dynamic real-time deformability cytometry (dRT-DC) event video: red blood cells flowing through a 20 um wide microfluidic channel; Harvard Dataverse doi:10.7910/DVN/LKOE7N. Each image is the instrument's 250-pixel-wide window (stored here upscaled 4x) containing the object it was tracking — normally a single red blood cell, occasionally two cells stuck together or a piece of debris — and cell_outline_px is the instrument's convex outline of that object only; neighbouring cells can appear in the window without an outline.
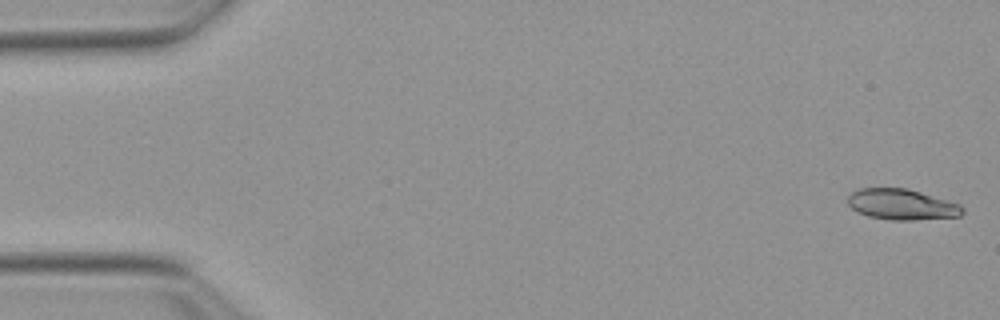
{"species": "Egyptian fruit bat (a non-hibernating species)", "species_latin": "Rousettus aegyptiacus", "temperature_condition": "warm", "stored_images_in_passage": 48, "camera_frame_rate_fps": 3000, "um_per_image_px": 0.085, "animal": {"sex": "female"}, "frame": {"image": 1, "passage_image": 1, "time_ms": 0.0, "image_size_px": [1000, 320], "cell_outline_px": [[964, 212], [960, 216], [912, 220], [892, 220], [868, 216], [856, 212], [848, 204], [848, 196], [856, 188], [908, 188], [960, 204], [964, 208]], "centroid_in_image_um": [76.63, 17.37], "position_along_channel_um": 8.4, "area_um2": 20.63}}
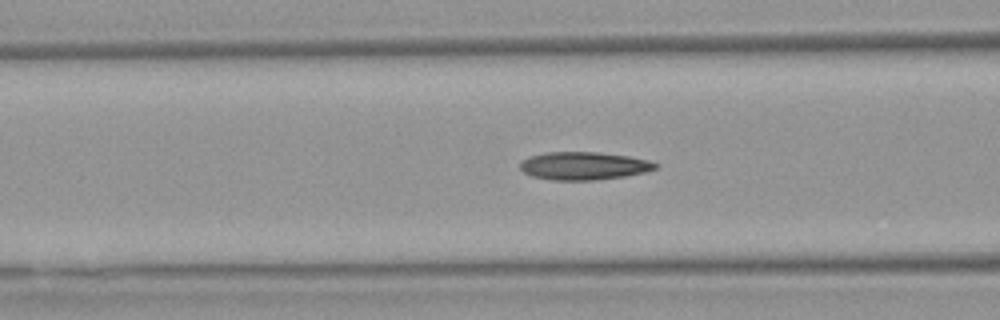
{"frame": {"image": 2, "passage_image": 20, "time_ms": 6.333, "image_size_px": [1000, 320], "cell_outline_px": [[660, 164], [656, 168], [644, 172], [624, 176], [596, 180], [552, 180], [532, 176], [524, 172], [520, 168], [520, 160], [528, 156], [544, 152], [596, 152], [628, 156], [648, 160]], "centroid_in_image_um": [49.58, 14.09], "position_along_channel_um": 117.0, "area_um2": 22.08}}
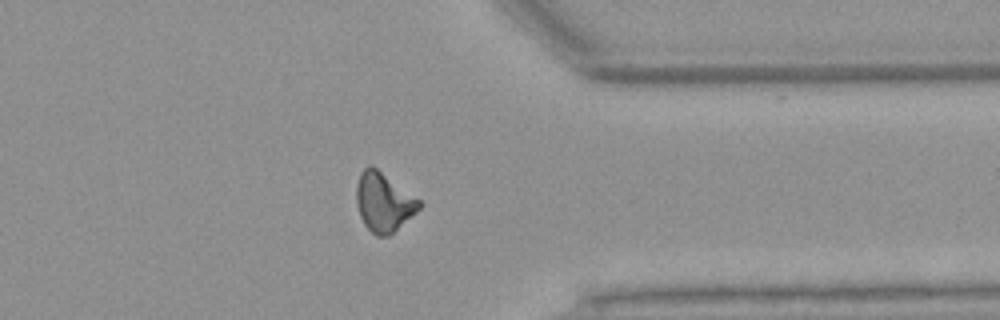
{"frame": {"image": 3, "passage_image": 41, "time_ms": 13.333, "image_size_px": [1000, 320], "cell_outline_px": [[424, 204], [416, 212], [388, 236], [376, 236], [364, 224], [360, 216], [356, 204], [356, 184], [360, 172], [364, 168], [376, 168], [420, 200]], "centroid_in_image_um": [32.59, 17.2], "position_along_channel_um": 378.8, "area_um2": 21.21}, "authors_computed_cell_mechanics": {"area_um2": 21.2126, "velocity_mm_per_s": 3.8666, "shape_relaxation_time_tau1_ms": null, "shape_relaxation_time_tau2_ms": 4.1227, "deformation_change_tau1": null, "deformation_change_tau2": 0.1274}}